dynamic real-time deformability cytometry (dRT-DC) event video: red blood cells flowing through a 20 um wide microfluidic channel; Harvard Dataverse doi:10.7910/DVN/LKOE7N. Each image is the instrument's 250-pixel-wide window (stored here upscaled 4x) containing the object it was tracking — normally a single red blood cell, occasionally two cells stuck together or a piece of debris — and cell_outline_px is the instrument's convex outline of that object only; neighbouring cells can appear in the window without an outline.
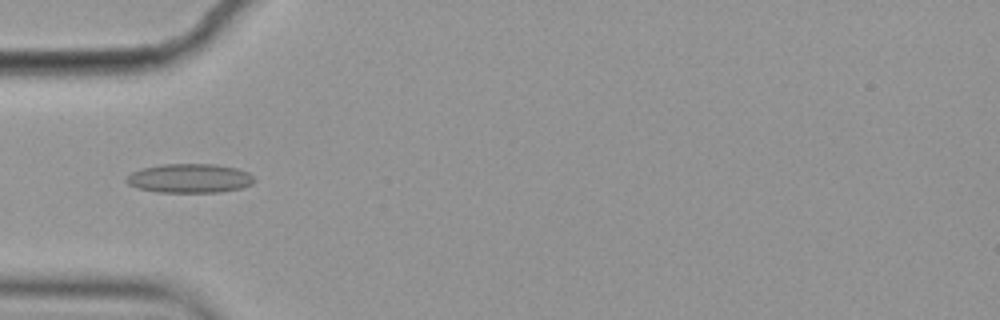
{"species": "common noctule bat (a hibernating species)", "species_latin": "Nyctalus noctula", "temperature_condition": "cold", "stored_images_in_passage": 4, "camera_frame_rate_fps": 3000, "um_per_image_px": 0.085, "animal": {"sex": "female", "body_mass_g": 19.9}, "frame": {"image": 1, "passage_image": 4, "time_ms": 1.0, "image_size_px": [1000, 320], "cell_outline_px": [[256, 180], [252, 184], [240, 188], [220, 192], [156, 192], [136, 188], [128, 184], [124, 180], [132, 172], [140, 168], [164, 164], [216, 164], [236, 168], [248, 172]], "centroid_in_image_um": [16.1, 15.15], "position_along_channel_um": 68.9, "area_um2": 21.79}}